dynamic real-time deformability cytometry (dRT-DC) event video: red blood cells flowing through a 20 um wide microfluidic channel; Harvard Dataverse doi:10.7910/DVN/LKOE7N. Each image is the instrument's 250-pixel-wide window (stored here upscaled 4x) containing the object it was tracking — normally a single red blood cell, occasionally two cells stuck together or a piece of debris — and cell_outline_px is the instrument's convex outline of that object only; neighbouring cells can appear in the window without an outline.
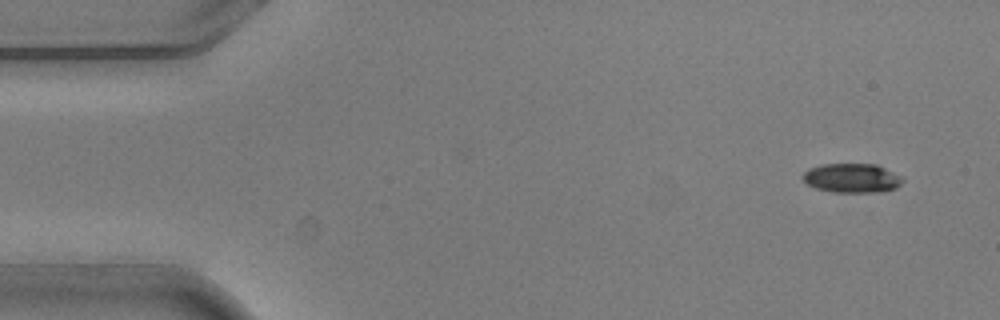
{"species": "common noctule bat (a hibernating species)", "species_latin": "Nyctalus noctula", "temperature_condition": "warm", "stored_images_in_passage": 5, "camera_frame_rate_fps": 3000, "um_per_image_px": 0.085, "animal": {"sex": "male", "body_mass_g": 20.5, "forearm_length_mm": 52.5}, "frame": {"image": 1, "passage_image": 1, "time_ms": 0.0, "image_size_px": [1000, 320], "cell_outline_px": [[904, 180], [896, 188], [880, 192], [832, 192], [816, 188], [808, 184], [804, 180], [804, 172], [808, 168], [820, 164], [876, 164], [900, 176]], "centroid_in_image_um": [72.4, 15.13], "position_along_channel_um": 12.6, "area_um2": 16.88}}
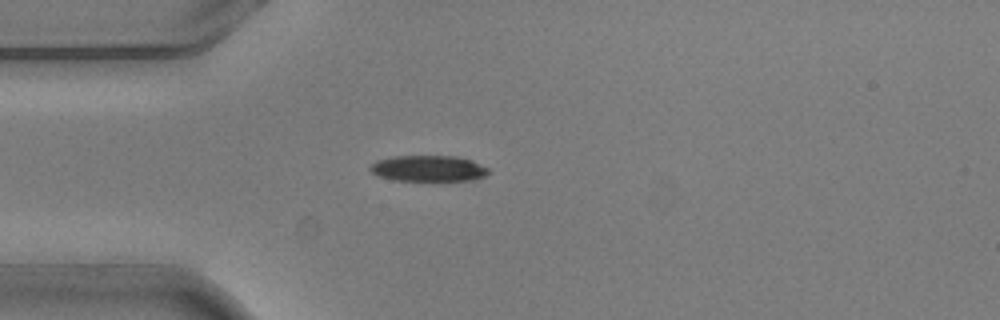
{"frame": {"image": 2, "passage_image": 4, "time_ms": 1.0, "image_size_px": [1000, 320], "cell_outline_px": [[488, 172], [484, 176], [472, 180], [392, 180], [380, 176], [372, 172], [368, 168], [376, 160], [396, 156], [456, 156], [472, 160], [488, 168]], "centroid_in_image_um": [36.4, 14.31], "position_along_channel_um": 48.6, "area_um2": 17.74}}